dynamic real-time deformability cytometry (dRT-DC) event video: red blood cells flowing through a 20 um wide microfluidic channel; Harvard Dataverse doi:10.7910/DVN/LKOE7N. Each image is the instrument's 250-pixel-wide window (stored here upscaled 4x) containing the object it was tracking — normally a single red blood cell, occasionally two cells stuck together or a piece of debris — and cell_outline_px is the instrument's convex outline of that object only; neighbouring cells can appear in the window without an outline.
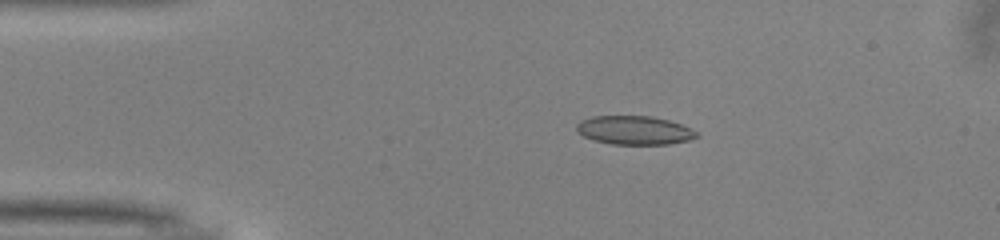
{"species": "common noctule bat (a hibernating species)", "species_latin": "Nyctalus noctula", "temperature_condition": "warm", "stored_images_in_passage": 42, "camera_frame_rate_fps": 3000, "um_per_image_px": 0.085, "animal": {"sex": "male", "body_mass_g": 13.0, "forearm_length_mm": 53.1}, "frame": {"image": 1, "passage_image": 1, "time_ms": 0.0, "image_size_px": [1000, 240], "cell_outline_px": [[700, 136], [688, 140], [668, 144], [612, 144], [592, 140], [576, 132], [576, 124], [580, 120], [592, 116], [652, 116], [668, 120], [692, 128]], "centroid_in_image_um": [53.89, 11.07], "position_along_channel_um": 31.1, "area_um2": 20.17}}
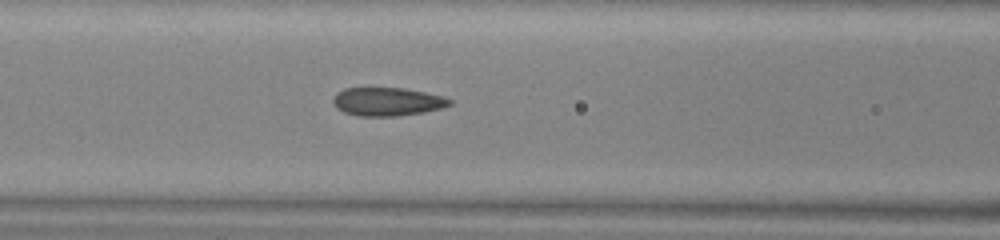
{"frame": {"image": 2, "passage_image": 12, "time_ms": 3.667, "image_size_px": [1000, 240], "cell_outline_px": [[452, 104], [440, 108], [424, 112], [396, 116], [360, 116], [344, 112], [336, 108], [332, 100], [336, 92], [344, 88], [404, 88], [444, 96], [452, 100]], "centroid_in_image_um": [32.91, 8.64], "position_along_channel_um": 133.7, "area_um2": 19.31}}
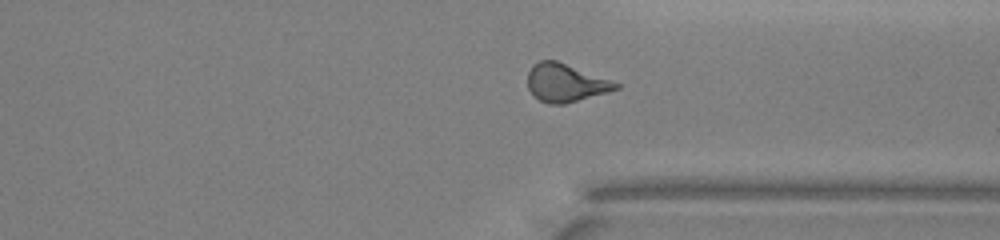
{"frame": {"image": 3, "passage_image": 29, "time_ms": 9.333, "image_size_px": [1000, 240], "cell_outline_px": [[620, 88], [564, 104], [548, 104], [540, 100], [528, 88], [528, 72], [532, 64], [540, 60], [556, 60], [612, 80], [620, 84]], "centroid_in_image_um": [48.06, 7.02], "position_along_channel_um": 363.3, "area_um2": 19.36}, "authors_computed_cell_mechanics": {"area_um2": 19.6809, "velocity_mm_per_s": 4.0567, "shape_relaxation_time_tau1_ms": 7.9205, "shape_relaxation_time_tau2_ms": 1.7524, "deformation_change_tau1": 0.1902, "deformation_change_tau2": 0.083}}